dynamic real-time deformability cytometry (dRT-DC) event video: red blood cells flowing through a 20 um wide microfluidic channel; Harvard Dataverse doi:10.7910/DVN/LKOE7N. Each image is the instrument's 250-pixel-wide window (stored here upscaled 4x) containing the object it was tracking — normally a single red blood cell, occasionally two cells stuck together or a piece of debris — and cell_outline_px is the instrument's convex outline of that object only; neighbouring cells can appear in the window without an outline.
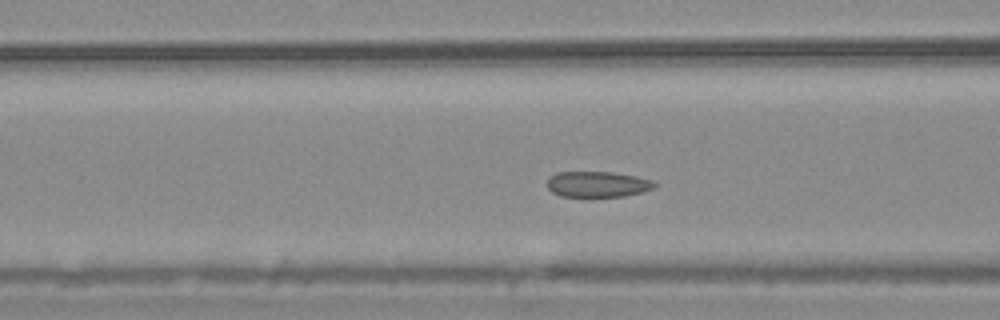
{"species": "common noctule bat (a hibernating species)", "species_latin": "Nyctalus noctula", "temperature_condition": "warm", "stored_images_in_passage": 46, "camera_frame_rate_fps": 3000, "um_per_image_px": 0.085, "animal": {"sex": "male", "body_mass_g": 20.4}, "frame": {"image": 1, "passage_image": 18, "time_ms": 5.667, "image_size_px": [1000, 320], "cell_outline_px": [[660, 184], [644, 192], [624, 196], [560, 196], [552, 192], [548, 188], [548, 180], [556, 172], [612, 172], [636, 176], [652, 180]], "centroid_in_image_um": [50.84, 15.66], "position_along_channel_um": 115.8, "area_um2": 16.07}}
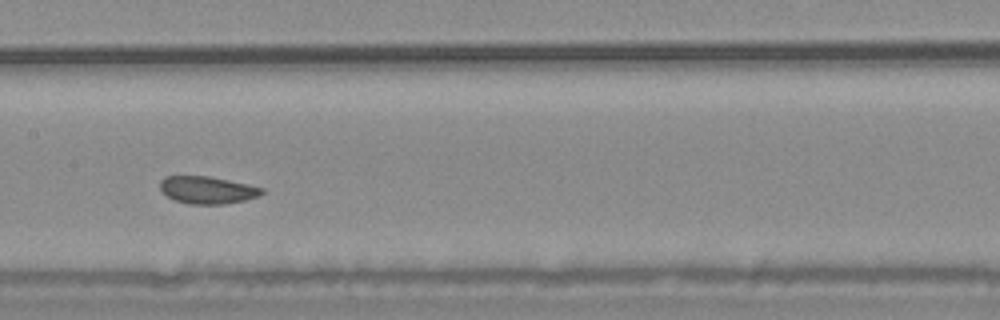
{"frame": {"image": 2, "passage_image": 24, "time_ms": 7.667, "image_size_px": [1000, 320], "cell_outline_px": [[264, 192], [256, 196], [244, 200], [224, 204], [188, 204], [176, 200], [168, 196], [160, 188], [160, 180], [164, 176], [208, 176], [248, 184], [264, 188]], "centroid_in_image_um": [17.61, 16.14], "position_along_channel_um": 189.8, "area_um2": 16.07}}
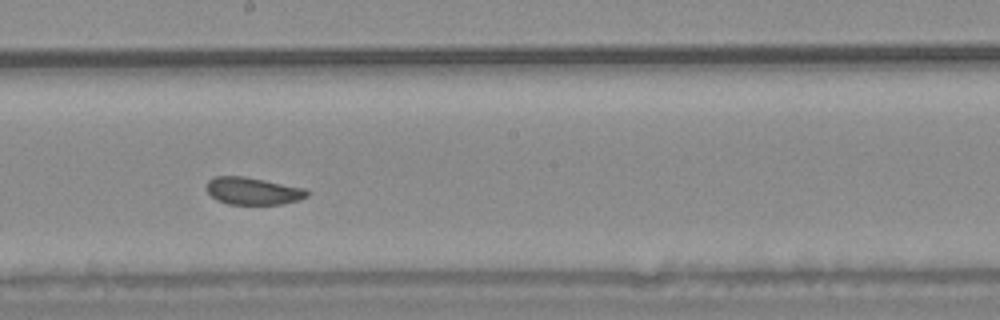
{"frame": {"image": 3, "passage_image": 27, "time_ms": 8.667, "image_size_px": [1000, 320], "cell_outline_px": [[312, 192], [308, 196], [300, 200], [284, 204], [228, 204], [216, 200], [208, 192], [208, 180], [216, 176], [244, 176], [304, 188]], "centroid_in_image_um": [21.55, 16.24], "position_along_channel_um": 226.7, "area_um2": 16.01}, "authors_computed_cell_mechanics": {"area_um2": 18.207, "velocity_mm_per_s": 3.6906, "shape_relaxation_time_tau1_ms": 8.5529, "shape_relaxation_time_tau2_ms": 1.3674, "deformation_change_tau1": 0.0773, "deformation_change_tau2": 0.0561}}